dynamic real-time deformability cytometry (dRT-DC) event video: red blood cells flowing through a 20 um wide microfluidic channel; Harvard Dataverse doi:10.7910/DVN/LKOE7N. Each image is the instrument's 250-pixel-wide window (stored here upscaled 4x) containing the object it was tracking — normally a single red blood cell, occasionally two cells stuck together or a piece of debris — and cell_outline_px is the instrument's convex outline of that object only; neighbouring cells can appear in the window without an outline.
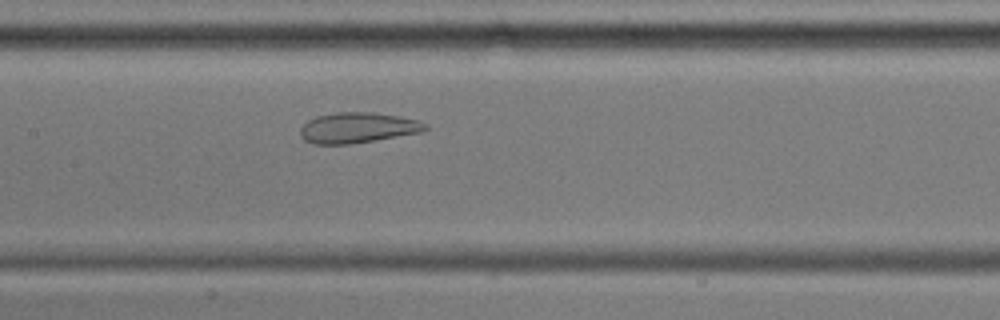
{"species": "common noctule bat (a hibernating species)", "species_latin": "Nyctalus noctula", "temperature_condition": "cold", "stored_images_in_passage": 52, "camera_frame_rate_fps": 3000, "um_per_image_px": 0.085, "animal": {"sex": "male", "body_mass_g": 17.9, "forearm_length_mm": 54.2}, "frame": {"image": 1, "passage_image": 23, "time_ms": 7.333, "image_size_px": [1000, 320], "cell_outline_px": [[428, 128], [420, 132], [352, 144], [312, 144], [304, 140], [300, 136], [300, 128], [308, 120], [316, 116], [336, 112], [372, 112], [400, 116], [420, 120], [428, 124]], "centroid_in_image_um": [30.39, 10.85], "position_along_channel_um": 177.0, "area_um2": 22.37}}
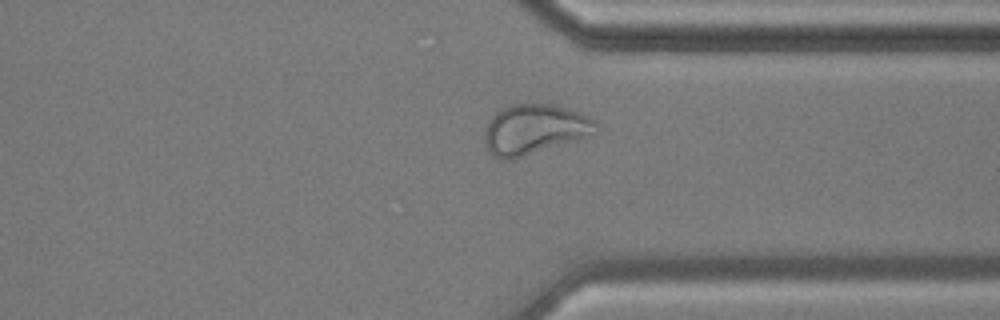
{"frame": {"image": 2, "passage_image": 39, "time_ms": 12.667, "image_size_px": [1000, 320], "cell_outline_px": [[596, 132], [576, 140], [512, 160], [500, 160], [488, 152], [484, 140], [484, 136], [488, 124], [492, 116], [500, 108], [508, 104], [552, 104], [588, 116], [596, 120]], "centroid_in_image_um": [45.37, 11.0], "position_along_channel_um": 366.0, "area_um2": 32.31}}
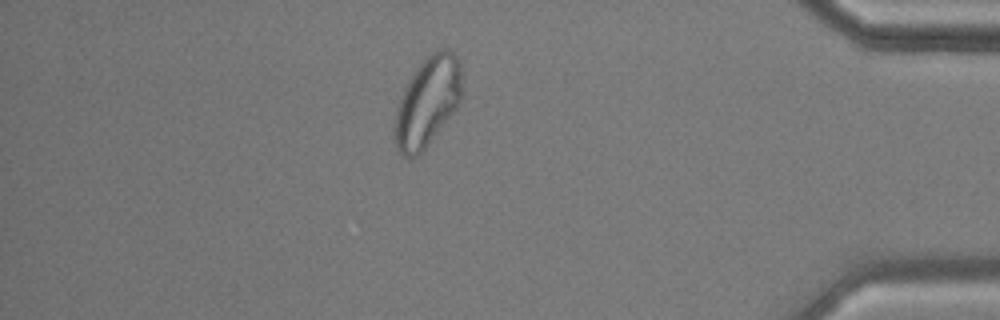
{"frame": {"image": 3, "passage_image": 45, "time_ms": 14.667, "image_size_px": [1000, 320], "cell_outline_px": [[460, 100], [456, 108], [428, 144], [416, 156], [404, 156], [396, 148], [392, 140], [392, 128], [396, 112], [404, 88], [420, 64], [436, 48], [448, 48], [456, 56], [460, 64]], "centroid_in_image_um": [36.29, 8.66], "position_along_channel_um": 398.9, "area_um2": 34.56}}